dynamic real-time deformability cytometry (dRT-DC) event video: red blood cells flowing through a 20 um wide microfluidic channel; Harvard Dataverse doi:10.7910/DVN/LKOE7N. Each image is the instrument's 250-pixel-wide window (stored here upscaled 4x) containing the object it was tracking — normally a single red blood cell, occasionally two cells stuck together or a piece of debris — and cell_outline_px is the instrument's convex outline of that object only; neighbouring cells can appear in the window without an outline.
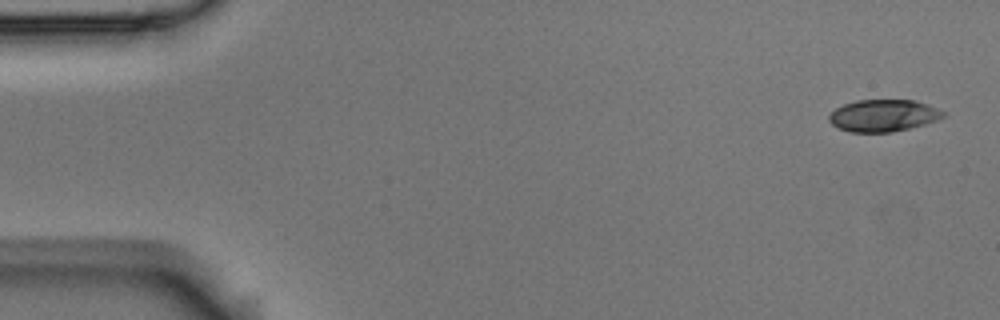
{"species": "Egyptian fruit bat (a non-hibernating species)", "species_latin": "Rousettus aegyptiacus", "temperature_condition": "room temperature", "stored_images_in_passage": 12, "camera_frame_rate_fps": 3000, "um_per_image_px": 0.085, "animal": {"sex": "male"}, "frame": {"image": 1, "passage_image": 1, "time_ms": 0.0, "image_size_px": [1000, 320], "cell_outline_px": [[944, 116], [936, 120], [924, 124], [892, 132], [848, 132], [832, 124], [828, 120], [828, 116], [836, 108], [844, 104], [856, 100], [912, 100], [928, 104], [944, 112]], "centroid_in_image_um": [75.05, 9.82], "position_along_channel_um": 9.9, "area_um2": 21.1}}
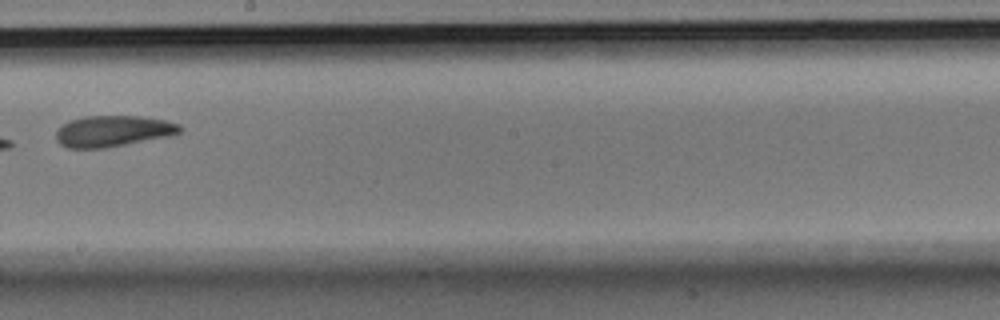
{"frame": {"image": 2, "passage_image": 10, "time_ms": 3.0, "image_size_px": [1000, 320], "cell_outline_px": [[184, 128], [180, 132], [172, 136], [104, 148], [68, 148], [60, 144], [56, 140], [56, 132], [64, 124], [72, 120], [84, 116], [140, 116], [164, 120], [180, 124]], "centroid_in_image_um": [9.65, 11.15], "position_along_channel_um": 238.6, "area_um2": 22.48}}